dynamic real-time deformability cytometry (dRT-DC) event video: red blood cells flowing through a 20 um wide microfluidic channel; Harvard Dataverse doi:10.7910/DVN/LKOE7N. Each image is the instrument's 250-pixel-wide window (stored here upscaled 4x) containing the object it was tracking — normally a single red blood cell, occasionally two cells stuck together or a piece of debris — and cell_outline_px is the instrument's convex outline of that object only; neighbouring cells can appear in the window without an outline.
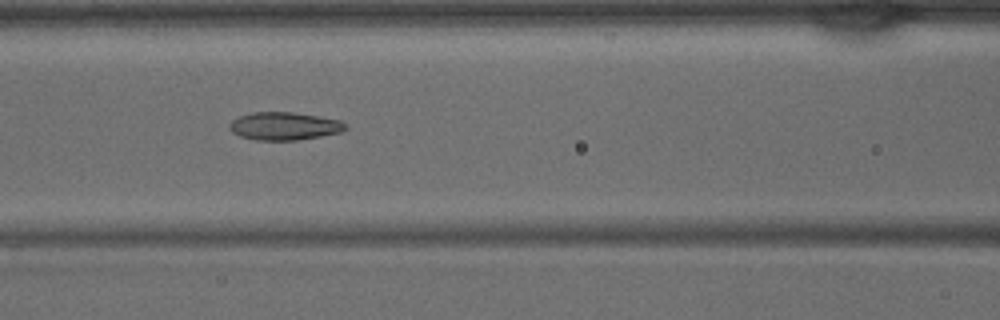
{"species": "common noctule bat (a hibernating species)", "species_latin": "Nyctalus noctula", "temperature_condition": "warm", "stored_images_in_passage": 17, "camera_frame_rate_fps": 3000, "um_per_image_px": 0.085, "animal": {"sex": "male", "body_mass_g": 15.6}, "frame": {"image": 1, "passage_image": 15, "time_ms": 4.667, "image_size_px": [1000, 320], "cell_outline_px": [[348, 128], [340, 132], [320, 136], [296, 140], [256, 140], [240, 136], [232, 132], [228, 128], [228, 124], [232, 120], [240, 116], [252, 112], [292, 112], [340, 120], [348, 124]], "centroid_in_image_um": [24.15, 10.72], "position_along_channel_um": 142.5, "area_um2": 18.84}}
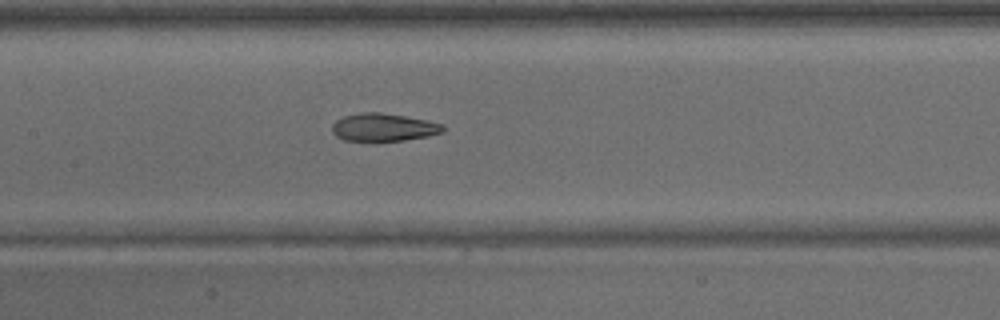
{"frame": {"image": 2, "passage_image": 17, "time_ms": 5.333, "image_size_px": [1000, 320], "cell_outline_px": [[444, 132], [428, 136], [404, 140], [344, 140], [336, 136], [332, 132], [332, 124], [336, 120], [344, 116], [360, 112], [380, 112], [428, 120], [444, 124]], "centroid_in_image_um": [32.61, 10.81], "position_along_channel_um": 174.8, "area_um2": 17.92}}